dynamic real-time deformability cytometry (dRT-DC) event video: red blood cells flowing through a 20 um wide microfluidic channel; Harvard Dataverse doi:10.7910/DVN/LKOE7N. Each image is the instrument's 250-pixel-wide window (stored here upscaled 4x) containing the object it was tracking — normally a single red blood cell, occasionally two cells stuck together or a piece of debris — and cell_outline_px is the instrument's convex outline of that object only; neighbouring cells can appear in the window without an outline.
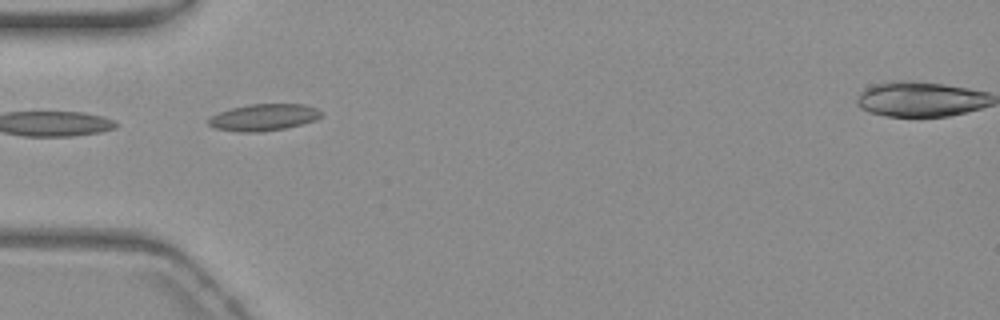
{"species": "common noctule bat (a hibernating species)", "species_latin": "Nyctalus noctula", "temperature_condition": "warm", "stored_images_in_passage": 3, "camera_frame_rate_fps": 3000, "um_per_image_px": 0.085, "animal": {"sex": "female", "body_mass_g": 19.3, "forearm_length_mm": 54.1}, "frame": {"image": 1, "passage_image": 1, "time_ms": 0.0, "image_size_px": [1000, 320], "cell_outline_px": [[320, 116], [316, 120], [284, 128], [256, 132], [240, 132], [216, 128], [208, 124], [208, 120], [212, 116], [220, 112], [232, 108], [248, 104], [304, 104], [316, 108], [320, 112]], "centroid_in_image_um": [22.4, 9.96], "position_along_channel_um": 62.6, "area_um2": 17.22}}